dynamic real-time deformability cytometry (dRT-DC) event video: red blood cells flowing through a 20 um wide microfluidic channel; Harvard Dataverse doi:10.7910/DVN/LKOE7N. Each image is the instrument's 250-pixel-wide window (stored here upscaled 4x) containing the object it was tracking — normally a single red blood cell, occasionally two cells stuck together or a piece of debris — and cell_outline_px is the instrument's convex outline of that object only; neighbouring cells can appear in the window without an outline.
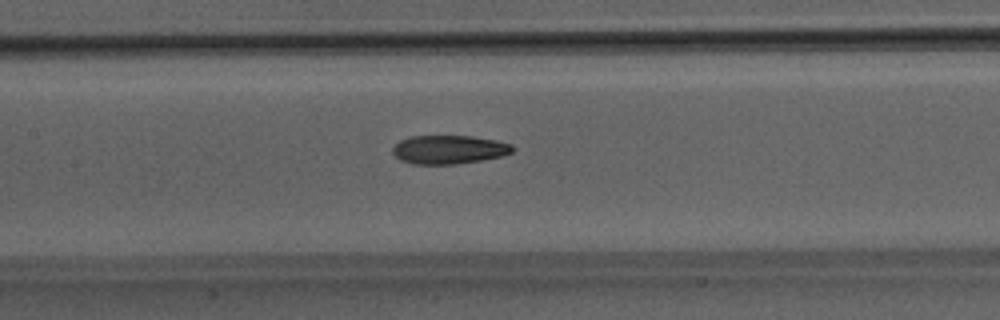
{"species": "Egyptian fruit bat (a non-hibernating species)", "species_latin": "Rousettus aegyptiacus", "temperature_condition": "room temperature", "stored_images_in_passage": 38, "camera_frame_rate_fps": 3000, "um_per_image_px": 0.085, "animal": {"sex": "male"}, "frame": {"image": 1, "passage_image": 17, "time_ms": 5.333, "image_size_px": [1000, 320], "cell_outline_px": [[516, 148], [512, 152], [504, 156], [456, 164], [412, 164], [400, 160], [392, 152], [392, 148], [400, 140], [408, 136], [472, 136], [496, 140], [512, 144]], "centroid_in_image_um": [38.18, 12.71], "position_along_channel_um": 169.2, "area_um2": 20.17}}
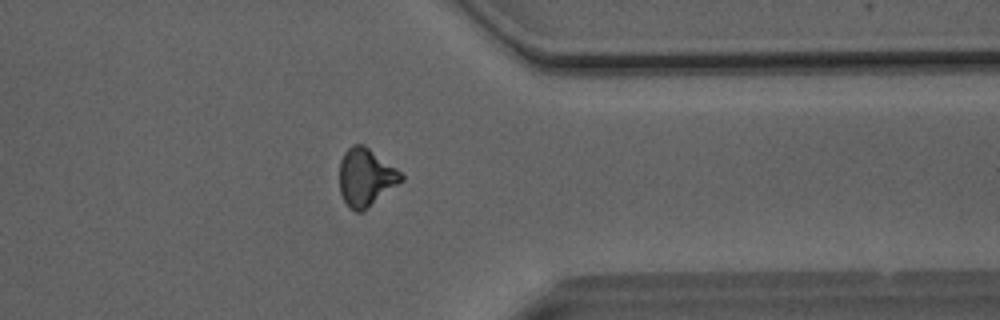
{"frame": {"image": 2, "passage_image": 33, "time_ms": 10.667, "image_size_px": [1000, 320], "cell_outline_px": [[404, 180], [368, 208], [360, 212], [356, 212], [348, 208], [340, 192], [340, 160], [344, 152], [352, 144], [364, 144], [396, 168], [404, 176]], "centroid_in_image_um": [31.09, 15.07], "position_along_channel_um": 380.3, "area_um2": 20.87}}